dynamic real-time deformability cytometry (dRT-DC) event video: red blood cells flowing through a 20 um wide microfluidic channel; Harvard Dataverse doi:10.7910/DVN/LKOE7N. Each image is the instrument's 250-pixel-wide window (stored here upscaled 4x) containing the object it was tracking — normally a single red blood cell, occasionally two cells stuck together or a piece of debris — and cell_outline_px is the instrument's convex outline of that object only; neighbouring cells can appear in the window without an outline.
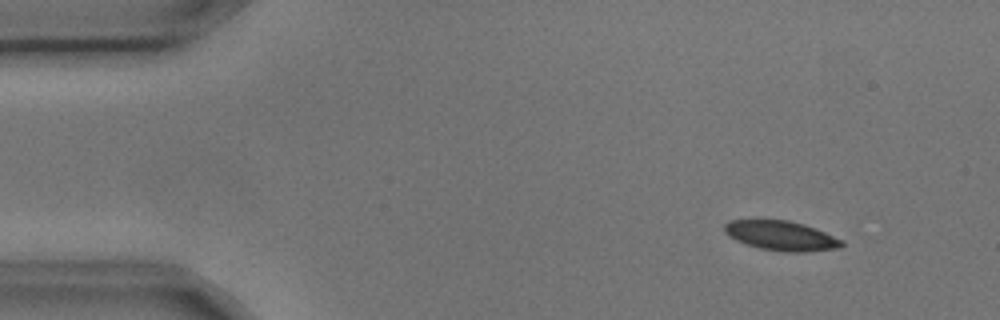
{"species": "common noctule bat (a hibernating species)", "species_latin": "Nyctalus noctula", "temperature_condition": "cold", "stored_images_in_passage": 5, "camera_frame_rate_fps": 3000, "um_per_image_px": 0.085, "animal": {"sex": "male", "body_mass_g": 17.9, "forearm_length_mm": 54.2}, "frame": {"image": 1, "passage_image": 2, "time_ms": 0.333, "image_size_px": [1000, 320], "cell_outline_px": [[844, 244], [840, 248], [804, 252], [784, 252], [760, 248], [736, 240], [728, 236], [724, 232], [724, 224], [728, 220], [788, 220], [804, 224], [844, 240]], "centroid_in_image_um": [66.4, 20.03], "position_along_channel_um": 18.6, "area_um2": 20.23}}